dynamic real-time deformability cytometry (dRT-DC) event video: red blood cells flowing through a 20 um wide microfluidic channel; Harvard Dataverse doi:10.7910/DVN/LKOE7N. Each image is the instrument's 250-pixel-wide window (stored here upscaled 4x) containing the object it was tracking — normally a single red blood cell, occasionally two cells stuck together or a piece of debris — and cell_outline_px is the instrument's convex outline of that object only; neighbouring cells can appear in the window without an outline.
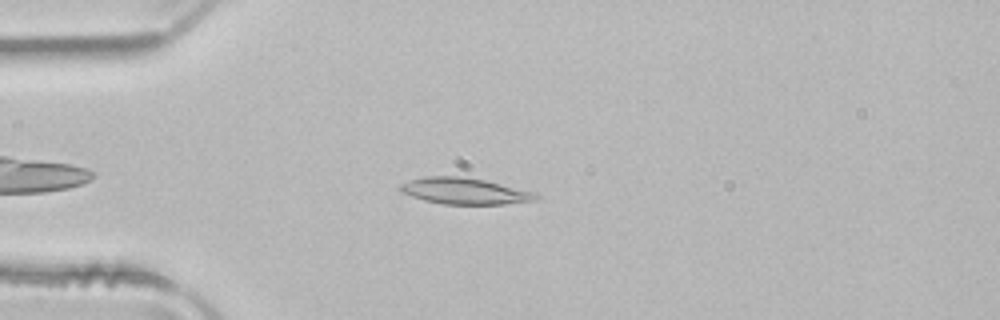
{"species": "common noctule bat (a hibernating species)", "species_latin": "Nyctalus noctula", "temperature_condition": "room temperature", "stored_images_in_passage": 45, "camera_frame_rate_fps": 3000, "um_per_image_px": 0.085, "animal": {"sex": "male", "body_mass_g": 21.5, "forearm_length_mm": 52.0}, "frame": {"image": 1, "passage_image": 7, "time_ms": 2.0, "image_size_px": [1000, 320], "cell_outline_px": [[540, 196], [536, 200], [504, 204], [444, 204], [424, 200], [412, 196], [404, 192], [400, 188], [400, 184], [408, 180], [424, 176], [460, 176], [484, 180], [536, 192]], "centroid_in_image_um": [39.51, 16.23], "position_along_channel_um": 45.5, "area_um2": 20.69}}
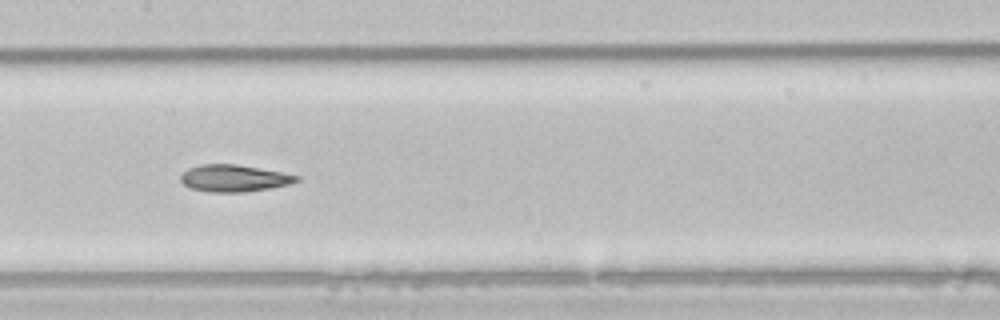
{"frame": {"image": 2, "passage_image": 19, "time_ms": 6.0, "image_size_px": [1000, 320], "cell_outline_px": [[300, 180], [288, 184], [272, 188], [244, 192], [212, 192], [192, 188], [184, 184], [180, 180], [180, 176], [188, 168], [200, 164], [236, 164], [280, 172], [300, 176]], "centroid_in_image_um": [19.89, 15.15], "position_along_channel_um": 187.5, "area_um2": 18.03}}
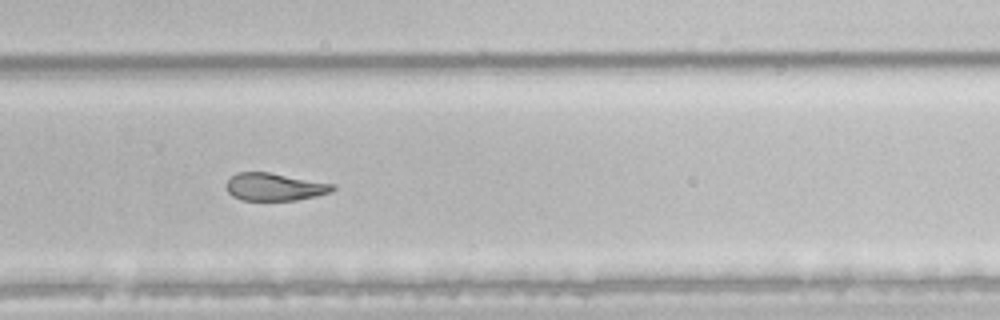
{"frame": {"image": 3, "passage_image": 28, "time_ms": 9.0, "image_size_px": [1000, 320], "cell_outline_px": [[336, 188], [328, 192], [316, 196], [296, 200], [240, 200], [232, 196], [228, 192], [228, 180], [236, 172], [268, 172], [336, 184]], "centroid_in_image_um": [23.35, 15.88], "position_along_channel_um": 306.5, "area_um2": 16.99}, "authors_computed_cell_mechanics": {"area_um2": 19.652, "velocity_mm_per_s": 4.0009, "shape_relaxation_time_tau1_ms": 11.1323, "shape_relaxation_time_tau2_ms": 3.8803, "deformation_change_tau1": 0.2672, "deformation_change_tau2": 0.109}}